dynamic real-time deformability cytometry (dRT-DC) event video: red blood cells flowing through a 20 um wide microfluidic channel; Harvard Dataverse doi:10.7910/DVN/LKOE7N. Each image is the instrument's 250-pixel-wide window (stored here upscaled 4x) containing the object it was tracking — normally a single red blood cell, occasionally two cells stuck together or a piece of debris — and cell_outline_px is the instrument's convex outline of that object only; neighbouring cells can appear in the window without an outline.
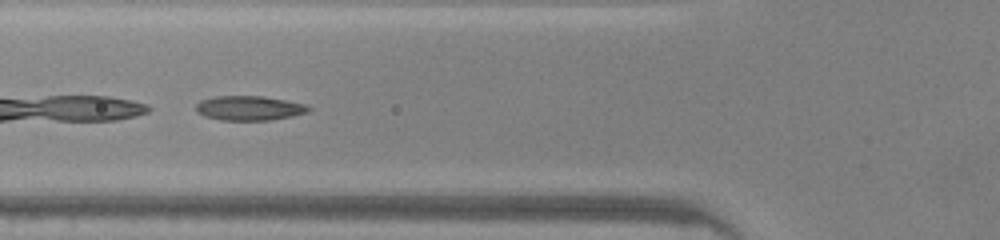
{"species": "common noctule bat (a hibernating species)", "species_latin": "Nyctalus noctula", "temperature_condition": "warm", "stored_images_in_passage": 46, "camera_frame_rate_fps": 3000, "um_per_image_px": 0.085, "animal": {"sex": "male", "body_mass_g": 20.0, "forearm_length_mm": 53.3}, "frame": {"image": 1, "passage_image": 17, "time_ms": 5.333, "image_size_px": [1000, 240], "cell_outline_px": [[312, 108], [308, 112], [292, 116], [268, 120], [220, 120], [204, 116], [196, 112], [196, 104], [200, 100], [216, 96], [260, 96], [308, 104]], "centroid_in_image_um": [21.18, 9.19], "position_along_channel_um": 104.6, "area_um2": 16.13}}
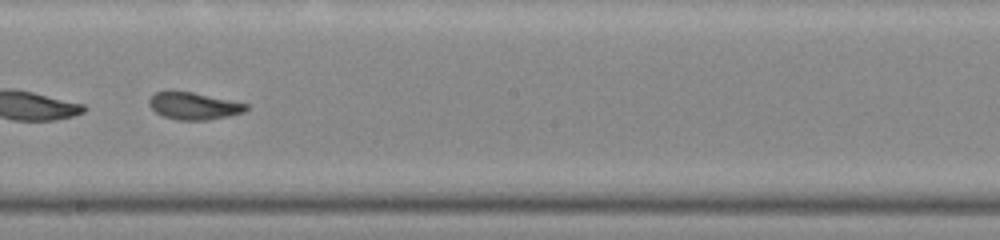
{"frame": {"image": 2, "passage_image": 26, "time_ms": 8.333, "image_size_px": [1000, 240], "cell_outline_px": [[248, 108], [244, 112], [228, 116], [208, 120], [180, 120], [164, 116], [156, 112], [148, 104], [148, 100], [156, 92], [192, 92], [248, 104]], "centroid_in_image_um": [16.49, 9.02], "position_along_channel_um": 231.7, "area_um2": 15.03}}
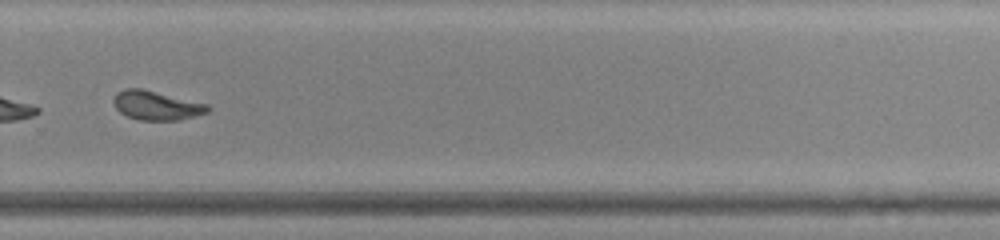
{"frame": {"image": 3, "passage_image": 32, "time_ms": 10.333, "image_size_px": [1000, 240], "cell_outline_px": [[212, 108], [208, 112], [180, 120], [140, 120], [128, 116], [120, 112], [116, 108], [112, 100], [116, 92], [124, 88], [140, 88], [208, 104]], "centroid_in_image_um": [13.29, 8.96], "position_along_channel_um": 316.5, "area_um2": 15.95}, "authors_computed_cell_mechanics": {"area_um2": 16.473, "velocity_mm_per_s": 4.2544, "shape_relaxation_time_tau1_ms": 5.1529, "shape_relaxation_time_tau2_ms": 1.4741, "deformation_change_tau1": 0.1621, "deformation_change_tau2": 0.06}}